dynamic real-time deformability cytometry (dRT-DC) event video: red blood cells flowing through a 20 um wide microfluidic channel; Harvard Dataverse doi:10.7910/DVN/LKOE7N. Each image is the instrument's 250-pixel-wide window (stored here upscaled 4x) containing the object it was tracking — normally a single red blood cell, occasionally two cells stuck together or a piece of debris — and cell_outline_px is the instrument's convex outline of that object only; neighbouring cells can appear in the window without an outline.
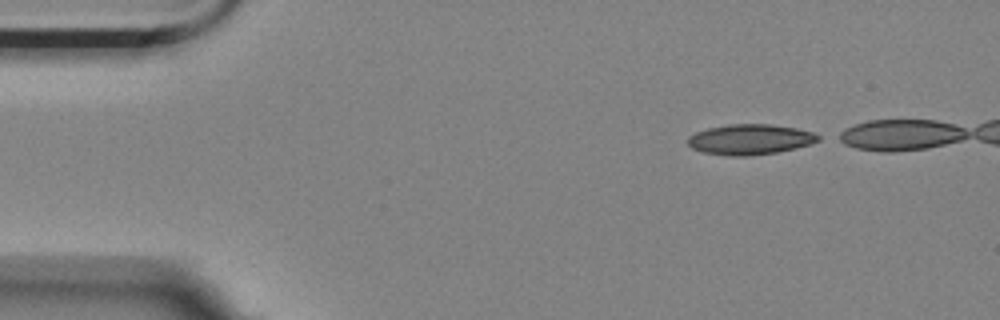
{"species": "Egyptian fruit bat (a non-hibernating species)", "species_latin": "Rousettus aegyptiacus", "temperature_condition": "room temperature", "stored_images_in_passage": 12, "camera_frame_rate_fps": 3000, "um_per_image_px": 0.085, "animal": {"sex": "female"}, "frame": {"image": 1, "passage_image": 1, "time_ms": 0.0, "image_size_px": [1000, 320], "cell_outline_px": [[820, 140], [796, 148], [776, 152], [748, 156], [728, 156], [704, 152], [692, 148], [688, 144], [688, 136], [696, 132], [708, 128], [728, 124], [768, 124], [796, 128], [812, 132], [820, 136]], "centroid_in_image_um": [63.73, 11.85], "position_along_channel_um": 21.3, "area_um2": 22.95}}
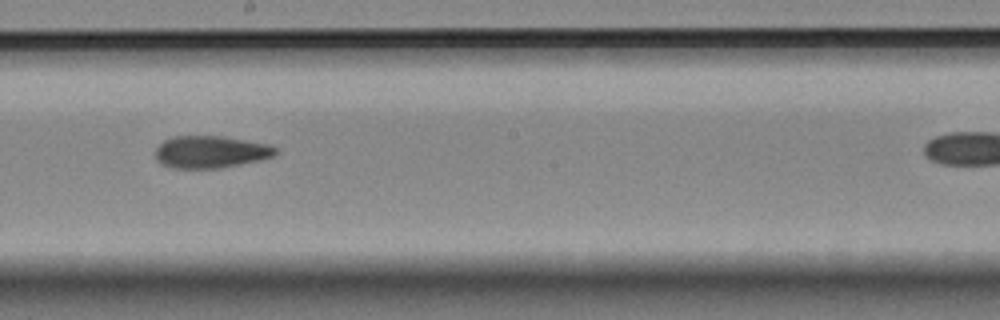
{"frame": {"image": 2, "passage_image": 7, "time_ms": 2.0, "image_size_px": [1000, 320], "cell_outline_px": [[276, 152], [272, 156], [240, 164], [220, 168], [172, 168], [160, 164], [156, 160], [156, 148], [164, 140], [172, 136], [220, 136], [268, 144], [276, 148]], "centroid_in_image_um": [17.83, 12.91], "position_along_channel_um": 230.4, "area_um2": 22.31}}
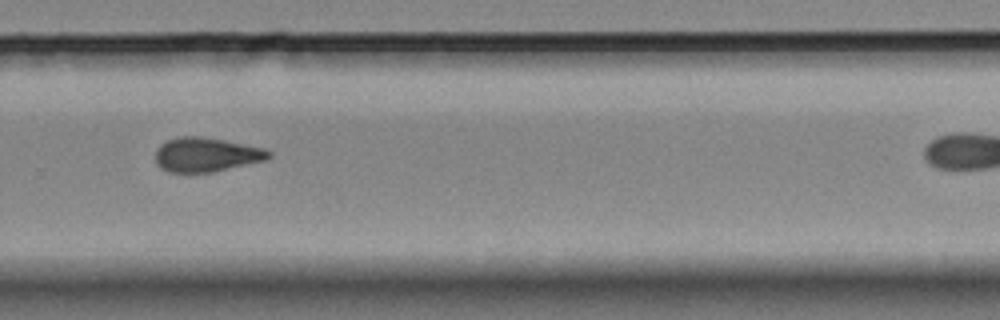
{"frame": {"image": 3, "passage_image": 9, "time_ms": 2.667, "image_size_px": [1000, 320], "cell_outline_px": [[272, 156], [268, 160], [212, 172], [168, 172], [160, 168], [156, 164], [156, 148], [160, 144], [168, 140], [180, 136], [200, 136], [224, 140], [264, 148], [272, 152]], "centroid_in_image_um": [17.54, 13.15], "position_along_channel_um": 312.3, "area_um2": 22.77}}